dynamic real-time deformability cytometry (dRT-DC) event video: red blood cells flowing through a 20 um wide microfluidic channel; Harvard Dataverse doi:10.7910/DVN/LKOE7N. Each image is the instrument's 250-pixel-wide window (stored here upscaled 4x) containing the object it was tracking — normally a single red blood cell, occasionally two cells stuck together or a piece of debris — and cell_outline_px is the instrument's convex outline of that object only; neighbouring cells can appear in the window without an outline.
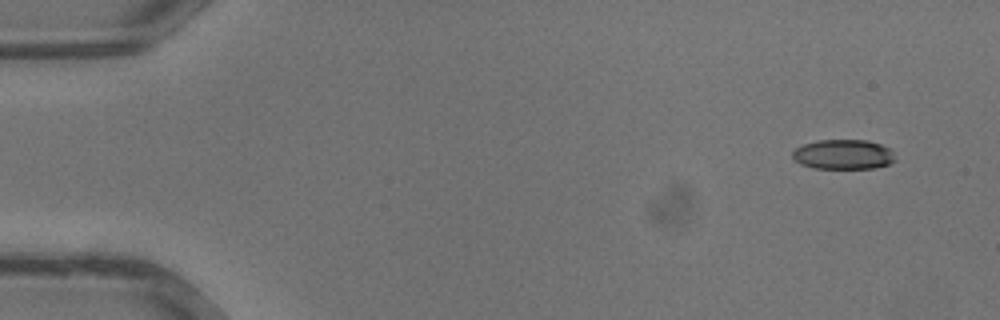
{"species": "common noctule bat (a hibernating species)", "species_latin": "Nyctalus noctula", "temperature_condition": "warm", "stored_images_in_passage": 35, "camera_frame_rate_fps": 3000, "um_per_image_px": 0.085, "animal": {"sex": "male", "body_mass_g": 13.3}, "frame": {"image": 1, "passage_image": 2, "time_ms": 0.333, "image_size_px": [1000, 320], "cell_outline_px": [[896, 160], [888, 164], [872, 168], [812, 168], [800, 164], [792, 156], [792, 152], [796, 148], [804, 144], [816, 140], [868, 140], [880, 144], [888, 148], [892, 152]], "centroid_in_image_um": [71.66, 13.12], "position_along_channel_um": 13.3, "area_um2": 17.74}}
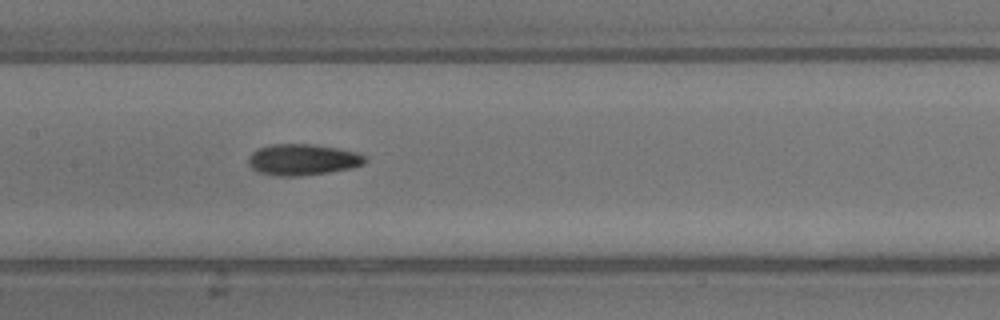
{"frame": {"image": 2, "passage_image": 17, "time_ms": 5.333, "image_size_px": [1000, 320], "cell_outline_px": [[368, 160], [364, 164], [352, 168], [328, 172], [300, 176], [276, 176], [256, 172], [248, 164], [248, 156], [256, 148], [268, 144], [312, 144], [336, 148], [356, 152], [364, 156]], "centroid_in_image_um": [25.68, 13.57], "position_along_channel_um": 181.7, "area_um2": 21.44}}
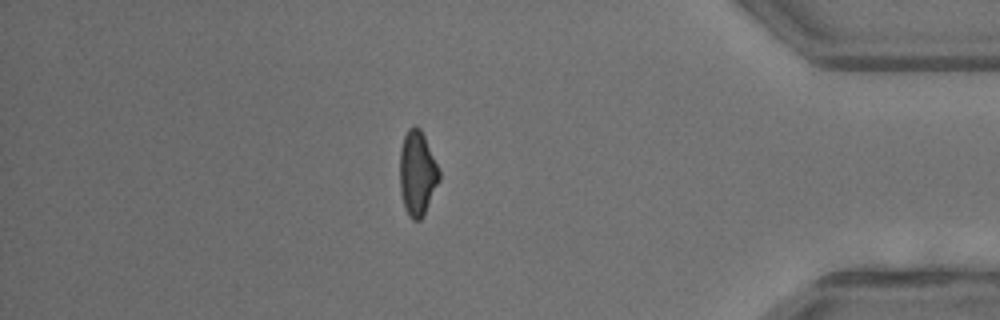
{"frame": {"image": 3, "passage_image": 30, "time_ms": 9.667, "image_size_px": [1000, 320], "cell_outline_px": [[440, 180], [424, 216], [420, 220], [412, 220], [408, 216], [404, 208], [400, 192], [400, 148], [404, 136], [408, 128], [412, 124], [416, 124], [420, 128], [424, 136], [440, 172]], "centroid_in_image_um": [35.46, 14.74], "position_along_channel_um": 399.7, "area_um2": 19.71}}